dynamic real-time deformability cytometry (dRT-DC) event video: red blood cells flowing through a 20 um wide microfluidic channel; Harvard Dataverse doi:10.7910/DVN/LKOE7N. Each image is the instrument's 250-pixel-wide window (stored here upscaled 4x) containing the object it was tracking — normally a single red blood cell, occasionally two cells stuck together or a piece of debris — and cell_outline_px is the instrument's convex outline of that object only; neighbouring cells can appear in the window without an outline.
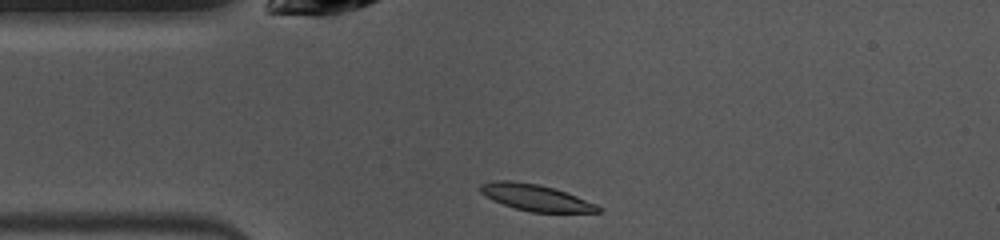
{"species": "common noctule bat (a hibernating species)", "species_latin": "Nyctalus noctula", "temperature_condition": "warm", "stored_images_in_passage": 39, "camera_frame_rate_fps": 3000, "um_per_image_px": 0.085, "animal": {"sex": "female", "body_mass_g": 10.0, "forearm_length_mm": 53.1}, "frame": {"image": 1, "passage_image": 1, "time_ms": 0.0, "image_size_px": [1000, 240], "cell_outline_px": [[600, 212], [532, 212], [516, 208], [492, 200], [480, 192], [480, 184], [492, 180], [512, 180], [536, 184], [552, 188], [576, 196], [596, 204], [600, 208]], "centroid_in_image_um": [45.48, 16.78], "position_along_channel_um": 39.5, "area_um2": 17.8}}
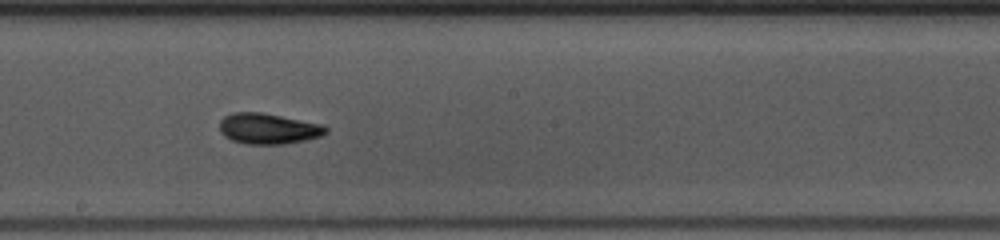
{"frame": {"image": 2, "passage_image": 16, "time_ms": 5.0, "image_size_px": [1000, 240], "cell_outline_px": [[328, 132], [320, 136], [304, 140], [284, 144], [248, 144], [232, 140], [224, 136], [220, 132], [220, 120], [224, 116], [232, 112], [260, 112], [324, 124], [328, 128]], "centroid_in_image_um": [22.8, 10.93], "position_along_channel_um": 225.4, "area_um2": 19.07}}
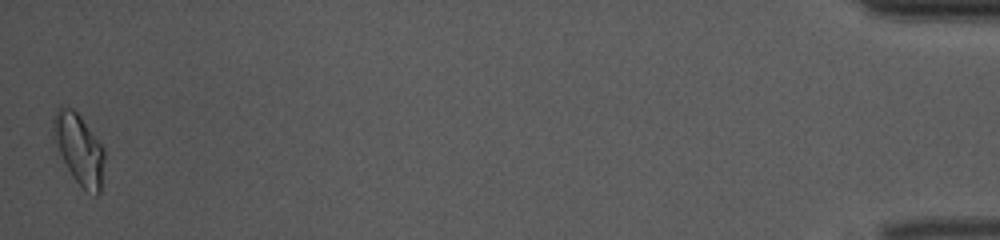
{"frame": {"image": 3, "passage_image": 39, "time_ms": 12.667, "image_size_px": [1000, 240], "cell_outline_px": [[104, 160], [100, 192], [96, 196], [84, 188], [72, 176], [52, 136], [52, 120], [60, 104], [72, 108], [80, 116], [104, 148]], "centroid_in_image_um": [6.71, 12.62], "position_along_channel_um": 428.5, "area_um2": 20.63}, "authors_computed_cell_mechanics": {"area_um2": 18.6116, "velocity_mm_per_s": 3.9957, "shape_relaxation_time_tau1_ms": 3.4662, "shape_relaxation_time_tau2_ms": 2.2108, "deformation_change_tau1": 0.1495, "deformation_change_tau2": 0.0776}}